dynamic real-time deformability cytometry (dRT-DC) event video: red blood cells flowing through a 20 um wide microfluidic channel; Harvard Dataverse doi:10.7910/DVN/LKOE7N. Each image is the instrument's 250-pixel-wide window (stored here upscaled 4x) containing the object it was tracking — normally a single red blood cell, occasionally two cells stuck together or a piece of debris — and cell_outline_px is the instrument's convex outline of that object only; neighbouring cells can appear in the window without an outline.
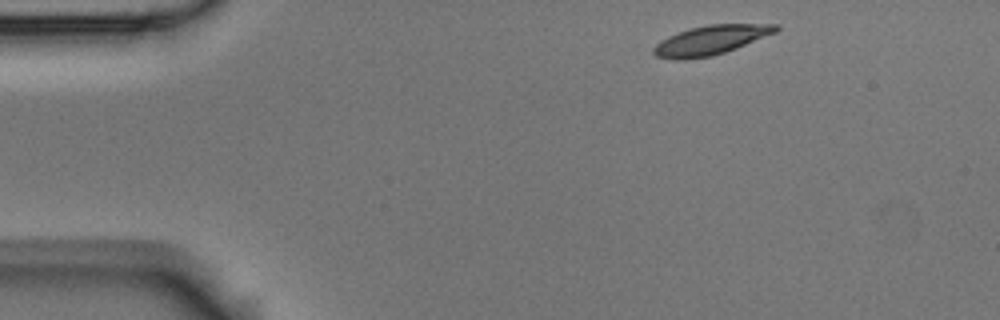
{"species": "Egyptian fruit bat (a non-hibernating species)", "species_latin": "Rousettus aegyptiacus", "temperature_condition": "room temperature", "stored_images_in_passage": 3, "camera_frame_rate_fps": 3000, "um_per_image_px": 0.085, "animal": {"sex": "male"}, "frame": {"image": 1, "passage_image": 1, "time_ms": 0.0, "image_size_px": [1000, 320], "cell_outline_px": [[780, 28], [776, 32], [736, 48], [712, 56], [684, 60], [672, 60], [656, 56], [652, 52], [652, 48], [660, 40], [668, 36], [692, 28], [708, 24], [780, 24]], "centroid_in_image_um": [60.39, 3.42], "position_along_channel_um": 24.6, "area_um2": 20.87}}